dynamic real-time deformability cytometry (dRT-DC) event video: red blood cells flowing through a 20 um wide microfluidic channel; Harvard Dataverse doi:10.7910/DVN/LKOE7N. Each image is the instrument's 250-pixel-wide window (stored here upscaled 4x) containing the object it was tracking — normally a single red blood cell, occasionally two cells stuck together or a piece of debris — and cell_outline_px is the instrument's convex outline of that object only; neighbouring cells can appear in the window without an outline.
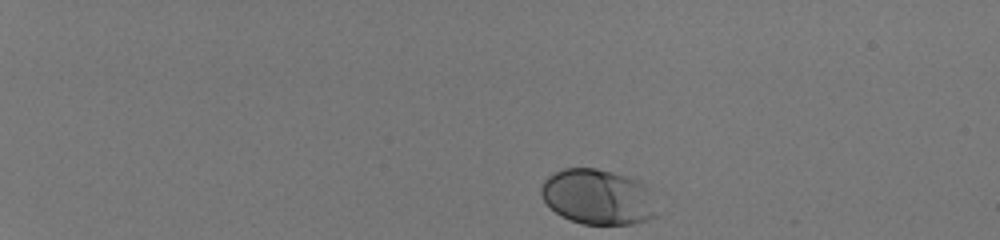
{"species": "human", "species_latin": "Homo sapiens", "temperature_condition": "room temperature", "stored_images_in_passage": 43, "camera_frame_rate_fps": 3000, "um_per_image_px": 0.085, "donor": {"sex": "male"}, "frame": {"image": 1, "passage_image": 1, "time_ms": 0.0, "image_size_px": [1000, 240], "cell_outline_px": [[656, 216], [632, 224], [584, 224], [572, 220], [556, 212], [544, 200], [540, 192], [540, 188], [544, 180], [548, 176], [564, 168], [596, 168], [612, 172], [636, 180], [644, 184], [648, 188]], "centroid_in_image_um": [50.78, 16.73], "position_along_channel_um": 34.2, "area_um2": 36.65}}
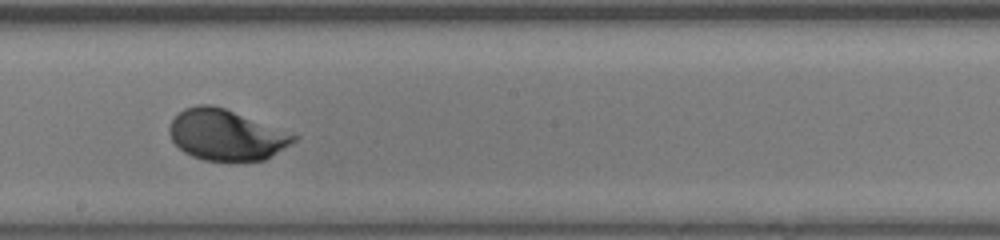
{"frame": {"image": 2, "passage_image": 25, "time_ms": 8.0, "image_size_px": [1000, 240], "cell_outline_px": [[300, 136], [296, 140], [264, 160], [204, 160], [192, 156], [184, 152], [172, 140], [168, 132], [168, 128], [172, 120], [184, 108], [196, 104], [212, 104], [224, 108]], "centroid_in_image_um": [19.19, 11.45], "position_along_channel_um": 229.0, "area_um2": 36.36}}
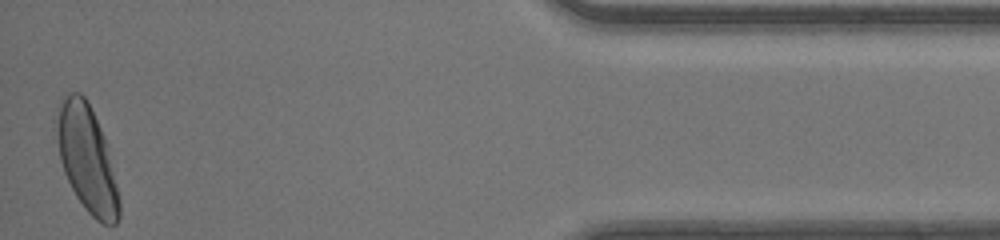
{"frame": {"image": 3, "passage_image": 43, "time_ms": 14.0, "image_size_px": [1000, 240], "cell_outline_px": [[120, 216], [116, 224], [104, 224], [96, 220], [84, 208], [76, 196], [64, 172], [60, 160], [56, 132], [56, 108], [60, 100], [68, 92], [80, 92], [84, 96], [104, 136], [120, 200]], "centroid_in_image_um": [7.36, 13.49], "position_along_channel_um": 427.8, "area_um2": 38.38}, "authors_computed_cell_mechanics": {"area_um2": 36.2406, "velocity_mm_per_s": 4.1183, "shape_relaxation_time_tau1_ms": 1.9334, "shape_relaxation_time_tau2_ms": null, "deformation_change_tau1": 0.1298, "deformation_change_tau2": null}}